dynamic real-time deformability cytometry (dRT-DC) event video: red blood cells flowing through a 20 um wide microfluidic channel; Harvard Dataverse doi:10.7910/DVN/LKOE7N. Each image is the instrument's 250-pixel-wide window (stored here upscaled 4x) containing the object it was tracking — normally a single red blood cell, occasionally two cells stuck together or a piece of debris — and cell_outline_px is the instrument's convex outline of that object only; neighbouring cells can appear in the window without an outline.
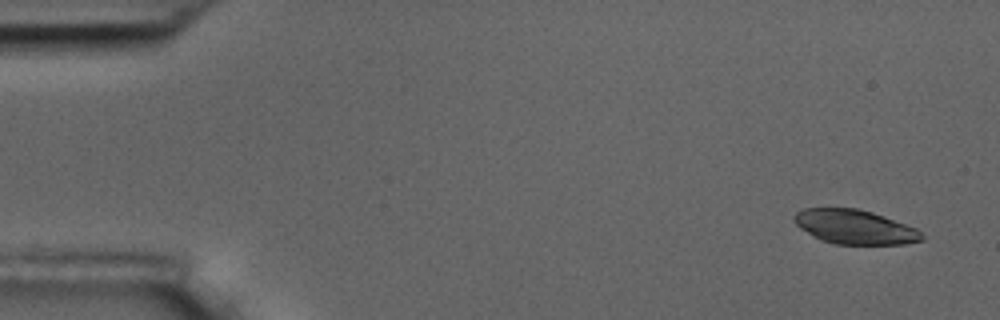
{"species": "common noctule bat (a hibernating species)", "species_latin": "Nyctalus noctula", "temperature_condition": "room temperature", "stored_images_in_passage": 9, "camera_frame_rate_fps": 3000, "um_per_image_px": 0.085, "animal": {"sex": "male", "body_mass_g": 17.5, "forearm_length_mm": 52.3}, "frame": {"image": 1, "passage_image": 1, "time_ms": 0.0, "image_size_px": [1000, 320], "cell_outline_px": [[924, 240], [904, 244], [836, 244], [820, 240], [800, 228], [792, 220], [792, 216], [796, 212], [804, 208], [856, 208], [872, 212], [884, 216], [916, 228], [924, 236]], "centroid_in_image_um": [72.63, 19.29], "position_along_channel_um": 12.4, "area_um2": 25.55}}
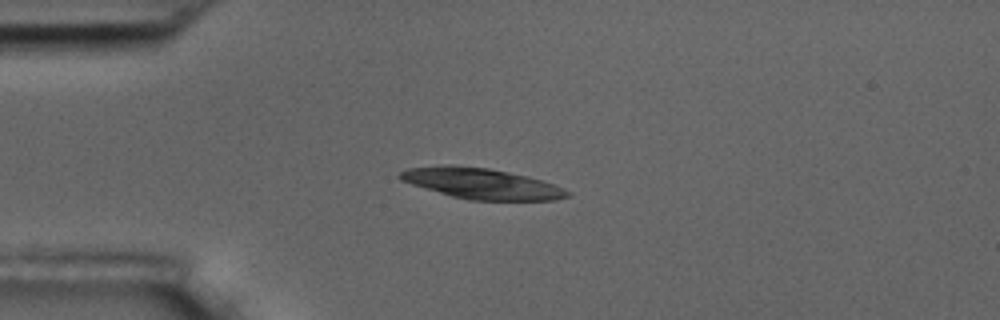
{"frame": {"image": 2, "passage_image": 4, "time_ms": 3.667, "image_size_px": [1000, 320], "cell_outline_px": [[572, 192], [568, 196], [556, 200], [468, 200], [452, 196], [412, 184], [400, 180], [396, 176], [400, 172], [408, 168], [440, 164], [456, 164], [488, 168], [528, 176], [564, 188]], "centroid_in_image_um": [40.89, 15.58], "position_along_channel_um": 44.1, "area_um2": 30.06}}